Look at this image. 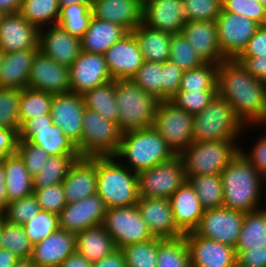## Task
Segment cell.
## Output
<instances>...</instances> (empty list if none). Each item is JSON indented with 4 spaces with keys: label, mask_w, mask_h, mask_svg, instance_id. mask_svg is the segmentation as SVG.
<instances>
[{
    "label": "cell",
    "mask_w": 266,
    "mask_h": 267,
    "mask_svg": "<svg viewBox=\"0 0 266 267\" xmlns=\"http://www.w3.org/2000/svg\"><path fill=\"white\" fill-rule=\"evenodd\" d=\"M190 254L191 267H234L237 261L235 248L196 235L184 234Z\"/></svg>",
    "instance_id": "obj_19"
},
{
    "label": "cell",
    "mask_w": 266,
    "mask_h": 267,
    "mask_svg": "<svg viewBox=\"0 0 266 267\" xmlns=\"http://www.w3.org/2000/svg\"><path fill=\"white\" fill-rule=\"evenodd\" d=\"M92 4H73L60 7L57 24L73 36L81 38L87 31L93 17Z\"/></svg>",
    "instance_id": "obj_42"
},
{
    "label": "cell",
    "mask_w": 266,
    "mask_h": 267,
    "mask_svg": "<svg viewBox=\"0 0 266 267\" xmlns=\"http://www.w3.org/2000/svg\"><path fill=\"white\" fill-rule=\"evenodd\" d=\"M122 132L117 123L85 107L82 119L81 157L114 156Z\"/></svg>",
    "instance_id": "obj_8"
},
{
    "label": "cell",
    "mask_w": 266,
    "mask_h": 267,
    "mask_svg": "<svg viewBox=\"0 0 266 267\" xmlns=\"http://www.w3.org/2000/svg\"><path fill=\"white\" fill-rule=\"evenodd\" d=\"M18 141L38 145L50 156L80 155L73 142L53 123L50 114L26 120L18 131Z\"/></svg>",
    "instance_id": "obj_11"
},
{
    "label": "cell",
    "mask_w": 266,
    "mask_h": 267,
    "mask_svg": "<svg viewBox=\"0 0 266 267\" xmlns=\"http://www.w3.org/2000/svg\"><path fill=\"white\" fill-rule=\"evenodd\" d=\"M96 193L107 209L136 205L138 176L115 156H96Z\"/></svg>",
    "instance_id": "obj_4"
},
{
    "label": "cell",
    "mask_w": 266,
    "mask_h": 267,
    "mask_svg": "<svg viewBox=\"0 0 266 267\" xmlns=\"http://www.w3.org/2000/svg\"><path fill=\"white\" fill-rule=\"evenodd\" d=\"M114 156L131 171L138 173L170 161L176 155L164 138L153 127H148L122 133L119 149Z\"/></svg>",
    "instance_id": "obj_3"
},
{
    "label": "cell",
    "mask_w": 266,
    "mask_h": 267,
    "mask_svg": "<svg viewBox=\"0 0 266 267\" xmlns=\"http://www.w3.org/2000/svg\"><path fill=\"white\" fill-rule=\"evenodd\" d=\"M92 267H126L125 257L121 249H115L103 259L93 262Z\"/></svg>",
    "instance_id": "obj_62"
},
{
    "label": "cell",
    "mask_w": 266,
    "mask_h": 267,
    "mask_svg": "<svg viewBox=\"0 0 266 267\" xmlns=\"http://www.w3.org/2000/svg\"><path fill=\"white\" fill-rule=\"evenodd\" d=\"M222 9L247 17L260 26L266 25V7L258 0H222Z\"/></svg>",
    "instance_id": "obj_52"
},
{
    "label": "cell",
    "mask_w": 266,
    "mask_h": 267,
    "mask_svg": "<svg viewBox=\"0 0 266 267\" xmlns=\"http://www.w3.org/2000/svg\"><path fill=\"white\" fill-rule=\"evenodd\" d=\"M6 178V190L9 202L33 194L32 177L29 175L23 160L15 153L0 161Z\"/></svg>",
    "instance_id": "obj_34"
},
{
    "label": "cell",
    "mask_w": 266,
    "mask_h": 267,
    "mask_svg": "<svg viewBox=\"0 0 266 267\" xmlns=\"http://www.w3.org/2000/svg\"><path fill=\"white\" fill-rule=\"evenodd\" d=\"M181 33L205 63L219 64L227 59L219 47L215 21H186Z\"/></svg>",
    "instance_id": "obj_26"
},
{
    "label": "cell",
    "mask_w": 266,
    "mask_h": 267,
    "mask_svg": "<svg viewBox=\"0 0 266 267\" xmlns=\"http://www.w3.org/2000/svg\"><path fill=\"white\" fill-rule=\"evenodd\" d=\"M263 178V192H265L266 188V173L262 176Z\"/></svg>",
    "instance_id": "obj_73"
},
{
    "label": "cell",
    "mask_w": 266,
    "mask_h": 267,
    "mask_svg": "<svg viewBox=\"0 0 266 267\" xmlns=\"http://www.w3.org/2000/svg\"><path fill=\"white\" fill-rule=\"evenodd\" d=\"M54 94L24 88L20 90L19 118L21 125L41 115L50 114Z\"/></svg>",
    "instance_id": "obj_41"
},
{
    "label": "cell",
    "mask_w": 266,
    "mask_h": 267,
    "mask_svg": "<svg viewBox=\"0 0 266 267\" xmlns=\"http://www.w3.org/2000/svg\"><path fill=\"white\" fill-rule=\"evenodd\" d=\"M19 100L20 89L0 87V128L19 131Z\"/></svg>",
    "instance_id": "obj_49"
},
{
    "label": "cell",
    "mask_w": 266,
    "mask_h": 267,
    "mask_svg": "<svg viewBox=\"0 0 266 267\" xmlns=\"http://www.w3.org/2000/svg\"><path fill=\"white\" fill-rule=\"evenodd\" d=\"M237 261L250 267H266V248H250L237 256Z\"/></svg>",
    "instance_id": "obj_61"
},
{
    "label": "cell",
    "mask_w": 266,
    "mask_h": 267,
    "mask_svg": "<svg viewBox=\"0 0 266 267\" xmlns=\"http://www.w3.org/2000/svg\"><path fill=\"white\" fill-rule=\"evenodd\" d=\"M142 10V23L151 29L181 33L186 23L183 0H147Z\"/></svg>",
    "instance_id": "obj_20"
},
{
    "label": "cell",
    "mask_w": 266,
    "mask_h": 267,
    "mask_svg": "<svg viewBox=\"0 0 266 267\" xmlns=\"http://www.w3.org/2000/svg\"><path fill=\"white\" fill-rule=\"evenodd\" d=\"M217 94L233 108L246 125H260L266 115V82L253 77L236 59L217 67Z\"/></svg>",
    "instance_id": "obj_1"
},
{
    "label": "cell",
    "mask_w": 266,
    "mask_h": 267,
    "mask_svg": "<svg viewBox=\"0 0 266 267\" xmlns=\"http://www.w3.org/2000/svg\"><path fill=\"white\" fill-rule=\"evenodd\" d=\"M118 126L122 133L153 126L159 103L154 96L142 90L131 79L115 80Z\"/></svg>",
    "instance_id": "obj_6"
},
{
    "label": "cell",
    "mask_w": 266,
    "mask_h": 267,
    "mask_svg": "<svg viewBox=\"0 0 266 267\" xmlns=\"http://www.w3.org/2000/svg\"><path fill=\"white\" fill-rule=\"evenodd\" d=\"M18 260L19 258L11 251L0 249V267H12Z\"/></svg>",
    "instance_id": "obj_66"
},
{
    "label": "cell",
    "mask_w": 266,
    "mask_h": 267,
    "mask_svg": "<svg viewBox=\"0 0 266 267\" xmlns=\"http://www.w3.org/2000/svg\"><path fill=\"white\" fill-rule=\"evenodd\" d=\"M82 98L86 108L118 124L119 110L116 106L115 80L84 92Z\"/></svg>",
    "instance_id": "obj_36"
},
{
    "label": "cell",
    "mask_w": 266,
    "mask_h": 267,
    "mask_svg": "<svg viewBox=\"0 0 266 267\" xmlns=\"http://www.w3.org/2000/svg\"><path fill=\"white\" fill-rule=\"evenodd\" d=\"M245 213L227 207L204 210L196 235L215 240L235 248L242 229Z\"/></svg>",
    "instance_id": "obj_13"
},
{
    "label": "cell",
    "mask_w": 266,
    "mask_h": 267,
    "mask_svg": "<svg viewBox=\"0 0 266 267\" xmlns=\"http://www.w3.org/2000/svg\"><path fill=\"white\" fill-rule=\"evenodd\" d=\"M67 203L78 202L96 193V156L80 157L62 182Z\"/></svg>",
    "instance_id": "obj_27"
},
{
    "label": "cell",
    "mask_w": 266,
    "mask_h": 267,
    "mask_svg": "<svg viewBox=\"0 0 266 267\" xmlns=\"http://www.w3.org/2000/svg\"><path fill=\"white\" fill-rule=\"evenodd\" d=\"M128 33L129 31L123 26L92 17L87 31L80 38L81 50L87 53L104 54Z\"/></svg>",
    "instance_id": "obj_31"
},
{
    "label": "cell",
    "mask_w": 266,
    "mask_h": 267,
    "mask_svg": "<svg viewBox=\"0 0 266 267\" xmlns=\"http://www.w3.org/2000/svg\"><path fill=\"white\" fill-rule=\"evenodd\" d=\"M138 195L146 198L169 199L187 180L179 155L137 173Z\"/></svg>",
    "instance_id": "obj_10"
},
{
    "label": "cell",
    "mask_w": 266,
    "mask_h": 267,
    "mask_svg": "<svg viewBox=\"0 0 266 267\" xmlns=\"http://www.w3.org/2000/svg\"><path fill=\"white\" fill-rule=\"evenodd\" d=\"M22 0H0V11L3 14L18 13Z\"/></svg>",
    "instance_id": "obj_65"
},
{
    "label": "cell",
    "mask_w": 266,
    "mask_h": 267,
    "mask_svg": "<svg viewBox=\"0 0 266 267\" xmlns=\"http://www.w3.org/2000/svg\"><path fill=\"white\" fill-rule=\"evenodd\" d=\"M69 76L70 92L80 95L113 80L104 55L84 51L69 67Z\"/></svg>",
    "instance_id": "obj_17"
},
{
    "label": "cell",
    "mask_w": 266,
    "mask_h": 267,
    "mask_svg": "<svg viewBox=\"0 0 266 267\" xmlns=\"http://www.w3.org/2000/svg\"><path fill=\"white\" fill-rule=\"evenodd\" d=\"M93 0H59V6L65 7L73 4H92Z\"/></svg>",
    "instance_id": "obj_67"
},
{
    "label": "cell",
    "mask_w": 266,
    "mask_h": 267,
    "mask_svg": "<svg viewBox=\"0 0 266 267\" xmlns=\"http://www.w3.org/2000/svg\"><path fill=\"white\" fill-rule=\"evenodd\" d=\"M136 205L154 237L175 239L183 236L175 224L169 199L139 197Z\"/></svg>",
    "instance_id": "obj_24"
},
{
    "label": "cell",
    "mask_w": 266,
    "mask_h": 267,
    "mask_svg": "<svg viewBox=\"0 0 266 267\" xmlns=\"http://www.w3.org/2000/svg\"><path fill=\"white\" fill-rule=\"evenodd\" d=\"M163 63L144 61L131 80L142 90L161 101Z\"/></svg>",
    "instance_id": "obj_48"
},
{
    "label": "cell",
    "mask_w": 266,
    "mask_h": 267,
    "mask_svg": "<svg viewBox=\"0 0 266 267\" xmlns=\"http://www.w3.org/2000/svg\"><path fill=\"white\" fill-rule=\"evenodd\" d=\"M240 140L193 141L179 156L185 176L220 174L240 151Z\"/></svg>",
    "instance_id": "obj_7"
},
{
    "label": "cell",
    "mask_w": 266,
    "mask_h": 267,
    "mask_svg": "<svg viewBox=\"0 0 266 267\" xmlns=\"http://www.w3.org/2000/svg\"><path fill=\"white\" fill-rule=\"evenodd\" d=\"M16 153L23 160L31 177L42 170L46 160L50 157L49 153L43 148L27 141H18Z\"/></svg>",
    "instance_id": "obj_53"
},
{
    "label": "cell",
    "mask_w": 266,
    "mask_h": 267,
    "mask_svg": "<svg viewBox=\"0 0 266 267\" xmlns=\"http://www.w3.org/2000/svg\"><path fill=\"white\" fill-rule=\"evenodd\" d=\"M143 8L132 0H93V17L109 21L132 32L142 23Z\"/></svg>",
    "instance_id": "obj_29"
},
{
    "label": "cell",
    "mask_w": 266,
    "mask_h": 267,
    "mask_svg": "<svg viewBox=\"0 0 266 267\" xmlns=\"http://www.w3.org/2000/svg\"><path fill=\"white\" fill-rule=\"evenodd\" d=\"M102 225L118 249L155 238L137 205L107 209Z\"/></svg>",
    "instance_id": "obj_12"
},
{
    "label": "cell",
    "mask_w": 266,
    "mask_h": 267,
    "mask_svg": "<svg viewBox=\"0 0 266 267\" xmlns=\"http://www.w3.org/2000/svg\"><path fill=\"white\" fill-rule=\"evenodd\" d=\"M183 70L170 60L163 63L161 101L170 100L178 91Z\"/></svg>",
    "instance_id": "obj_56"
},
{
    "label": "cell",
    "mask_w": 266,
    "mask_h": 267,
    "mask_svg": "<svg viewBox=\"0 0 266 267\" xmlns=\"http://www.w3.org/2000/svg\"><path fill=\"white\" fill-rule=\"evenodd\" d=\"M18 13L40 30L57 24L60 16L59 0H22Z\"/></svg>",
    "instance_id": "obj_37"
},
{
    "label": "cell",
    "mask_w": 266,
    "mask_h": 267,
    "mask_svg": "<svg viewBox=\"0 0 266 267\" xmlns=\"http://www.w3.org/2000/svg\"><path fill=\"white\" fill-rule=\"evenodd\" d=\"M132 1H135L143 8L147 0H132Z\"/></svg>",
    "instance_id": "obj_70"
},
{
    "label": "cell",
    "mask_w": 266,
    "mask_h": 267,
    "mask_svg": "<svg viewBox=\"0 0 266 267\" xmlns=\"http://www.w3.org/2000/svg\"><path fill=\"white\" fill-rule=\"evenodd\" d=\"M218 64L204 63L196 69L183 71L179 91L217 90Z\"/></svg>",
    "instance_id": "obj_44"
},
{
    "label": "cell",
    "mask_w": 266,
    "mask_h": 267,
    "mask_svg": "<svg viewBox=\"0 0 266 267\" xmlns=\"http://www.w3.org/2000/svg\"><path fill=\"white\" fill-rule=\"evenodd\" d=\"M23 228L34 246L59 229V215L40 210L35 217L23 224Z\"/></svg>",
    "instance_id": "obj_47"
},
{
    "label": "cell",
    "mask_w": 266,
    "mask_h": 267,
    "mask_svg": "<svg viewBox=\"0 0 266 267\" xmlns=\"http://www.w3.org/2000/svg\"><path fill=\"white\" fill-rule=\"evenodd\" d=\"M107 208L95 193L78 202L67 203L59 214V228L78 233L103 224Z\"/></svg>",
    "instance_id": "obj_18"
},
{
    "label": "cell",
    "mask_w": 266,
    "mask_h": 267,
    "mask_svg": "<svg viewBox=\"0 0 266 267\" xmlns=\"http://www.w3.org/2000/svg\"><path fill=\"white\" fill-rule=\"evenodd\" d=\"M18 132L13 129L0 128V161L16 153Z\"/></svg>",
    "instance_id": "obj_60"
},
{
    "label": "cell",
    "mask_w": 266,
    "mask_h": 267,
    "mask_svg": "<svg viewBox=\"0 0 266 267\" xmlns=\"http://www.w3.org/2000/svg\"><path fill=\"white\" fill-rule=\"evenodd\" d=\"M0 241L2 248L11 251L19 259H29L32 255L33 245L27 238L23 225L6 221L3 215Z\"/></svg>",
    "instance_id": "obj_43"
},
{
    "label": "cell",
    "mask_w": 266,
    "mask_h": 267,
    "mask_svg": "<svg viewBox=\"0 0 266 267\" xmlns=\"http://www.w3.org/2000/svg\"><path fill=\"white\" fill-rule=\"evenodd\" d=\"M215 22L219 47L227 59H235L260 27L247 17L228 13L223 9Z\"/></svg>",
    "instance_id": "obj_14"
},
{
    "label": "cell",
    "mask_w": 266,
    "mask_h": 267,
    "mask_svg": "<svg viewBox=\"0 0 266 267\" xmlns=\"http://www.w3.org/2000/svg\"><path fill=\"white\" fill-rule=\"evenodd\" d=\"M152 127L175 155H180L193 142V115L170 100L159 101Z\"/></svg>",
    "instance_id": "obj_9"
},
{
    "label": "cell",
    "mask_w": 266,
    "mask_h": 267,
    "mask_svg": "<svg viewBox=\"0 0 266 267\" xmlns=\"http://www.w3.org/2000/svg\"><path fill=\"white\" fill-rule=\"evenodd\" d=\"M2 16H3V13L0 11V20H1Z\"/></svg>",
    "instance_id": "obj_76"
},
{
    "label": "cell",
    "mask_w": 266,
    "mask_h": 267,
    "mask_svg": "<svg viewBox=\"0 0 266 267\" xmlns=\"http://www.w3.org/2000/svg\"><path fill=\"white\" fill-rule=\"evenodd\" d=\"M12 267H36L31 259H19Z\"/></svg>",
    "instance_id": "obj_68"
},
{
    "label": "cell",
    "mask_w": 266,
    "mask_h": 267,
    "mask_svg": "<svg viewBox=\"0 0 266 267\" xmlns=\"http://www.w3.org/2000/svg\"><path fill=\"white\" fill-rule=\"evenodd\" d=\"M169 60L183 71L196 69L205 63L182 33L171 34Z\"/></svg>",
    "instance_id": "obj_45"
},
{
    "label": "cell",
    "mask_w": 266,
    "mask_h": 267,
    "mask_svg": "<svg viewBox=\"0 0 266 267\" xmlns=\"http://www.w3.org/2000/svg\"><path fill=\"white\" fill-rule=\"evenodd\" d=\"M143 60L164 63L169 60L171 33L151 29L141 23L133 31Z\"/></svg>",
    "instance_id": "obj_32"
},
{
    "label": "cell",
    "mask_w": 266,
    "mask_h": 267,
    "mask_svg": "<svg viewBox=\"0 0 266 267\" xmlns=\"http://www.w3.org/2000/svg\"><path fill=\"white\" fill-rule=\"evenodd\" d=\"M40 209L59 215L66 206V198L62 183L36 189L33 191Z\"/></svg>",
    "instance_id": "obj_54"
},
{
    "label": "cell",
    "mask_w": 266,
    "mask_h": 267,
    "mask_svg": "<svg viewBox=\"0 0 266 267\" xmlns=\"http://www.w3.org/2000/svg\"><path fill=\"white\" fill-rule=\"evenodd\" d=\"M250 248H266V207L245 213L236 255Z\"/></svg>",
    "instance_id": "obj_35"
},
{
    "label": "cell",
    "mask_w": 266,
    "mask_h": 267,
    "mask_svg": "<svg viewBox=\"0 0 266 267\" xmlns=\"http://www.w3.org/2000/svg\"><path fill=\"white\" fill-rule=\"evenodd\" d=\"M36 197L30 196L9 202L2 212L3 218L11 223L23 225L40 211Z\"/></svg>",
    "instance_id": "obj_51"
},
{
    "label": "cell",
    "mask_w": 266,
    "mask_h": 267,
    "mask_svg": "<svg viewBox=\"0 0 266 267\" xmlns=\"http://www.w3.org/2000/svg\"><path fill=\"white\" fill-rule=\"evenodd\" d=\"M39 29L19 13L3 14L0 20V49L10 53L39 49Z\"/></svg>",
    "instance_id": "obj_23"
},
{
    "label": "cell",
    "mask_w": 266,
    "mask_h": 267,
    "mask_svg": "<svg viewBox=\"0 0 266 267\" xmlns=\"http://www.w3.org/2000/svg\"><path fill=\"white\" fill-rule=\"evenodd\" d=\"M186 21H215L222 10V0H183Z\"/></svg>",
    "instance_id": "obj_55"
},
{
    "label": "cell",
    "mask_w": 266,
    "mask_h": 267,
    "mask_svg": "<svg viewBox=\"0 0 266 267\" xmlns=\"http://www.w3.org/2000/svg\"><path fill=\"white\" fill-rule=\"evenodd\" d=\"M250 127V128H249ZM251 125H244L232 106L216 94L200 113L193 115V141L239 140Z\"/></svg>",
    "instance_id": "obj_5"
},
{
    "label": "cell",
    "mask_w": 266,
    "mask_h": 267,
    "mask_svg": "<svg viewBox=\"0 0 266 267\" xmlns=\"http://www.w3.org/2000/svg\"><path fill=\"white\" fill-rule=\"evenodd\" d=\"M1 231H2V213H0V240H1ZM2 248V244L0 241V249Z\"/></svg>",
    "instance_id": "obj_72"
},
{
    "label": "cell",
    "mask_w": 266,
    "mask_h": 267,
    "mask_svg": "<svg viewBox=\"0 0 266 267\" xmlns=\"http://www.w3.org/2000/svg\"><path fill=\"white\" fill-rule=\"evenodd\" d=\"M157 267H191L184 235L175 239L157 238Z\"/></svg>",
    "instance_id": "obj_40"
},
{
    "label": "cell",
    "mask_w": 266,
    "mask_h": 267,
    "mask_svg": "<svg viewBox=\"0 0 266 267\" xmlns=\"http://www.w3.org/2000/svg\"><path fill=\"white\" fill-rule=\"evenodd\" d=\"M81 155H57L50 156L42 170L32 177L33 190L62 183L72 164Z\"/></svg>",
    "instance_id": "obj_38"
},
{
    "label": "cell",
    "mask_w": 266,
    "mask_h": 267,
    "mask_svg": "<svg viewBox=\"0 0 266 267\" xmlns=\"http://www.w3.org/2000/svg\"><path fill=\"white\" fill-rule=\"evenodd\" d=\"M58 267H92V262L75 252L66 258Z\"/></svg>",
    "instance_id": "obj_63"
},
{
    "label": "cell",
    "mask_w": 266,
    "mask_h": 267,
    "mask_svg": "<svg viewBox=\"0 0 266 267\" xmlns=\"http://www.w3.org/2000/svg\"><path fill=\"white\" fill-rule=\"evenodd\" d=\"M103 55L113 80L131 79L144 62L132 32L115 42Z\"/></svg>",
    "instance_id": "obj_21"
},
{
    "label": "cell",
    "mask_w": 266,
    "mask_h": 267,
    "mask_svg": "<svg viewBox=\"0 0 266 267\" xmlns=\"http://www.w3.org/2000/svg\"><path fill=\"white\" fill-rule=\"evenodd\" d=\"M235 59L253 77L266 82V57H236Z\"/></svg>",
    "instance_id": "obj_59"
},
{
    "label": "cell",
    "mask_w": 266,
    "mask_h": 267,
    "mask_svg": "<svg viewBox=\"0 0 266 267\" xmlns=\"http://www.w3.org/2000/svg\"><path fill=\"white\" fill-rule=\"evenodd\" d=\"M217 94V90L178 91L170 101L191 115L200 113Z\"/></svg>",
    "instance_id": "obj_50"
},
{
    "label": "cell",
    "mask_w": 266,
    "mask_h": 267,
    "mask_svg": "<svg viewBox=\"0 0 266 267\" xmlns=\"http://www.w3.org/2000/svg\"><path fill=\"white\" fill-rule=\"evenodd\" d=\"M169 201L178 230L183 235L193 232L205 210L194 188L186 180L169 198Z\"/></svg>",
    "instance_id": "obj_28"
},
{
    "label": "cell",
    "mask_w": 266,
    "mask_h": 267,
    "mask_svg": "<svg viewBox=\"0 0 266 267\" xmlns=\"http://www.w3.org/2000/svg\"><path fill=\"white\" fill-rule=\"evenodd\" d=\"M27 88L54 95L69 93V67L38 51L31 66Z\"/></svg>",
    "instance_id": "obj_16"
},
{
    "label": "cell",
    "mask_w": 266,
    "mask_h": 267,
    "mask_svg": "<svg viewBox=\"0 0 266 267\" xmlns=\"http://www.w3.org/2000/svg\"><path fill=\"white\" fill-rule=\"evenodd\" d=\"M84 110L82 95L72 92L54 95L50 110L53 123L73 142L80 155Z\"/></svg>",
    "instance_id": "obj_15"
},
{
    "label": "cell",
    "mask_w": 266,
    "mask_h": 267,
    "mask_svg": "<svg viewBox=\"0 0 266 267\" xmlns=\"http://www.w3.org/2000/svg\"><path fill=\"white\" fill-rule=\"evenodd\" d=\"M255 140L251 150L246 151V146L240 145V152L245 158L256 168V170L263 176L266 173V130ZM248 152V153H247Z\"/></svg>",
    "instance_id": "obj_57"
},
{
    "label": "cell",
    "mask_w": 266,
    "mask_h": 267,
    "mask_svg": "<svg viewBox=\"0 0 266 267\" xmlns=\"http://www.w3.org/2000/svg\"><path fill=\"white\" fill-rule=\"evenodd\" d=\"M234 267H250V266H247L245 264H241L238 261H236Z\"/></svg>",
    "instance_id": "obj_74"
},
{
    "label": "cell",
    "mask_w": 266,
    "mask_h": 267,
    "mask_svg": "<svg viewBox=\"0 0 266 267\" xmlns=\"http://www.w3.org/2000/svg\"><path fill=\"white\" fill-rule=\"evenodd\" d=\"M220 176L224 207L244 213L262 208V175L240 151L223 169Z\"/></svg>",
    "instance_id": "obj_2"
},
{
    "label": "cell",
    "mask_w": 266,
    "mask_h": 267,
    "mask_svg": "<svg viewBox=\"0 0 266 267\" xmlns=\"http://www.w3.org/2000/svg\"><path fill=\"white\" fill-rule=\"evenodd\" d=\"M237 57H266V25L260 26Z\"/></svg>",
    "instance_id": "obj_58"
},
{
    "label": "cell",
    "mask_w": 266,
    "mask_h": 267,
    "mask_svg": "<svg viewBox=\"0 0 266 267\" xmlns=\"http://www.w3.org/2000/svg\"><path fill=\"white\" fill-rule=\"evenodd\" d=\"M264 7H266V0H258Z\"/></svg>",
    "instance_id": "obj_75"
},
{
    "label": "cell",
    "mask_w": 266,
    "mask_h": 267,
    "mask_svg": "<svg viewBox=\"0 0 266 267\" xmlns=\"http://www.w3.org/2000/svg\"><path fill=\"white\" fill-rule=\"evenodd\" d=\"M126 267H157V237L121 248Z\"/></svg>",
    "instance_id": "obj_46"
},
{
    "label": "cell",
    "mask_w": 266,
    "mask_h": 267,
    "mask_svg": "<svg viewBox=\"0 0 266 267\" xmlns=\"http://www.w3.org/2000/svg\"><path fill=\"white\" fill-rule=\"evenodd\" d=\"M9 204L7 190H6V178L5 170L0 163V213H2Z\"/></svg>",
    "instance_id": "obj_64"
},
{
    "label": "cell",
    "mask_w": 266,
    "mask_h": 267,
    "mask_svg": "<svg viewBox=\"0 0 266 267\" xmlns=\"http://www.w3.org/2000/svg\"><path fill=\"white\" fill-rule=\"evenodd\" d=\"M39 49H28L5 53L0 72V87L10 89L27 88L34 57Z\"/></svg>",
    "instance_id": "obj_30"
},
{
    "label": "cell",
    "mask_w": 266,
    "mask_h": 267,
    "mask_svg": "<svg viewBox=\"0 0 266 267\" xmlns=\"http://www.w3.org/2000/svg\"><path fill=\"white\" fill-rule=\"evenodd\" d=\"M115 249L113 238L102 224L76 233V252L92 263L103 259Z\"/></svg>",
    "instance_id": "obj_33"
},
{
    "label": "cell",
    "mask_w": 266,
    "mask_h": 267,
    "mask_svg": "<svg viewBox=\"0 0 266 267\" xmlns=\"http://www.w3.org/2000/svg\"><path fill=\"white\" fill-rule=\"evenodd\" d=\"M76 252V234L58 229L35 244L30 257L36 267H58Z\"/></svg>",
    "instance_id": "obj_25"
},
{
    "label": "cell",
    "mask_w": 266,
    "mask_h": 267,
    "mask_svg": "<svg viewBox=\"0 0 266 267\" xmlns=\"http://www.w3.org/2000/svg\"><path fill=\"white\" fill-rule=\"evenodd\" d=\"M186 179L194 188L205 210L223 206V187L220 174L186 176Z\"/></svg>",
    "instance_id": "obj_39"
},
{
    "label": "cell",
    "mask_w": 266,
    "mask_h": 267,
    "mask_svg": "<svg viewBox=\"0 0 266 267\" xmlns=\"http://www.w3.org/2000/svg\"><path fill=\"white\" fill-rule=\"evenodd\" d=\"M39 51L57 63L70 67L81 50L80 38L54 24L39 30Z\"/></svg>",
    "instance_id": "obj_22"
},
{
    "label": "cell",
    "mask_w": 266,
    "mask_h": 267,
    "mask_svg": "<svg viewBox=\"0 0 266 267\" xmlns=\"http://www.w3.org/2000/svg\"><path fill=\"white\" fill-rule=\"evenodd\" d=\"M255 127L257 130L259 129L257 127H260V128L263 127V129L266 130V115H265V118L263 119V121L260 123V125H254V129H255Z\"/></svg>",
    "instance_id": "obj_69"
},
{
    "label": "cell",
    "mask_w": 266,
    "mask_h": 267,
    "mask_svg": "<svg viewBox=\"0 0 266 267\" xmlns=\"http://www.w3.org/2000/svg\"><path fill=\"white\" fill-rule=\"evenodd\" d=\"M4 55H5V53L0 49V69L2 67V61H3ZM0 72H1V70H0Z\"/></svg>",
    "instance_id": "obj_71"
}]
</instances>
